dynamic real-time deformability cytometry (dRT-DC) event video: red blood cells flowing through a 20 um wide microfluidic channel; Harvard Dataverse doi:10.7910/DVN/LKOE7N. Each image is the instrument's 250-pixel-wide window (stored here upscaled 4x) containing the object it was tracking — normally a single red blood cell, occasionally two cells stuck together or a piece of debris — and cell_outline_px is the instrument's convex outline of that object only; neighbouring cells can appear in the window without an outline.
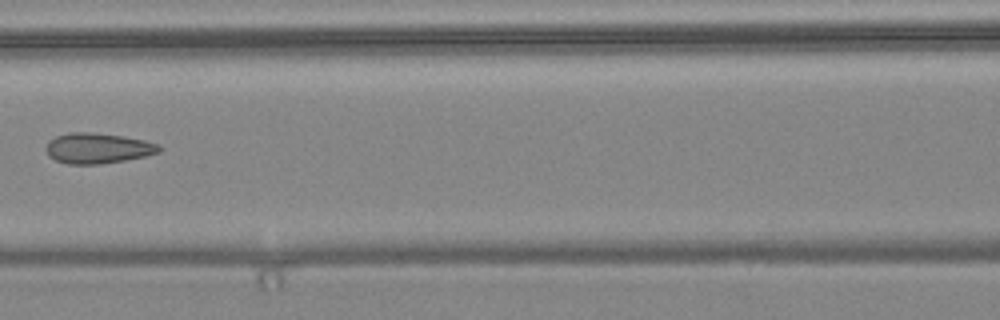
{"species": "common noctule bat (a hibernating species)", "species_latin": "Nyctalus noctula", "temperature_condition": "warm", "stored_images_in_passage": 7, "camera_frame_rate_fps": 3000, "um_per_image_px": 0.085, "animal": {"sex": "female", "body_mass_g": 24.6, "forearm_length_mm": 56.2}, "frame": {"image": 1, "passage_image": 7, "time_ms": 2.0, "image_size_px": [1000, 320], "cell_outline_px": [[160, 152], [144, 156], [124, 160], [100, 164], [68, 164], [56, 160], [48, 156], [44, 148], [48, 140], [56, 136], [68, 132], [92, 132], [124, 136], [144, 140], [160, 144]], "centroid_in_image_um": [8.27, 12.59], "position_along_channel_um": 158.3, "area_um2": 20.23}}